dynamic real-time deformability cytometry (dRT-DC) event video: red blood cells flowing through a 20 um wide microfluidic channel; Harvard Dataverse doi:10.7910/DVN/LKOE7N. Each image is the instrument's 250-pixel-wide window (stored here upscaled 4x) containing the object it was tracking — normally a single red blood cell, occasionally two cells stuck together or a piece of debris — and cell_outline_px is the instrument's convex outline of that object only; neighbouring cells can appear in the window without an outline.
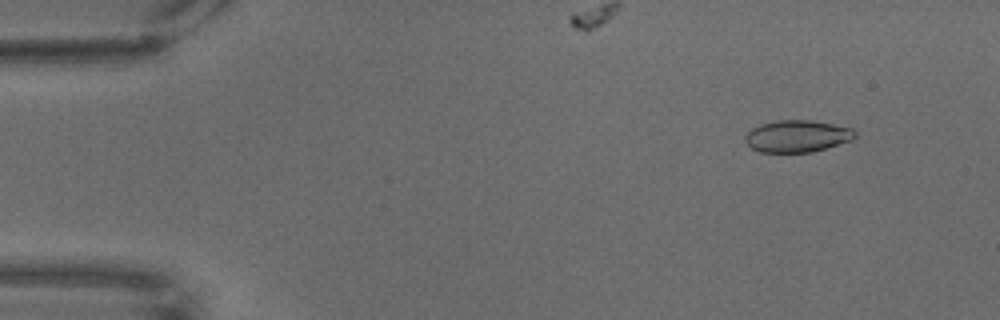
{"species": "common noctule bat (a hibernating species)", "species_latin": "Nyctalus noctula", "temperature_condition": "warm", "stored_images_in_passage": 69, "camera_frame_rate_fps": 3000, "um_per_image_px": 0.085, "animal": {"sex": "male", "body_mass_g": 18.8}, "frame": {"image": 1, "passage_image": 7, "time_ms": 2.0, "image_size_px": [1000, 320], "cell_outline_px": [[856, 136], [852, 140], [812, 152], [760, 152], [752, 148], [744, 140], [744, 136], [752, 128], [760, 124], [776, 120], [812, 120], [852, 128], [856, 132]], "centroid_in_image_um": [67.75, 11.57], "position_along_channel_um": 17.2, "area_um2": 20.46}}
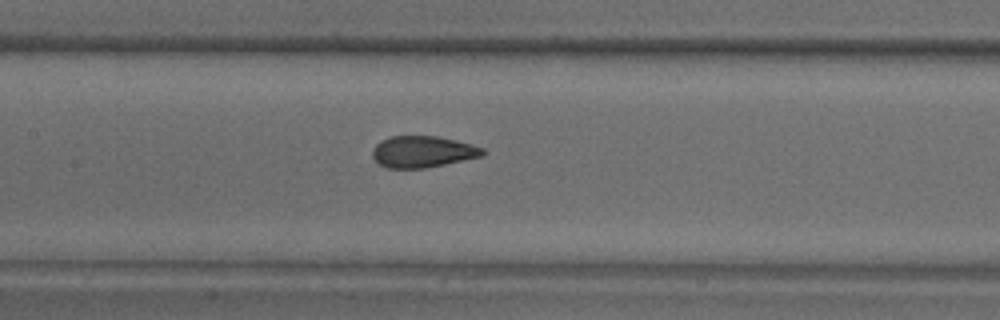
{"frame": {"image": 2, "passage_image": 33, "time_ms": 10.667, "image_size_px": [1000, 320], "cell_outline_px": [[484, 152], [480, 156], [444, 164], [424, 168], [384, 168], [372, 156], [372, 148], [380, 140], [392, 136], [436, 136], [472, 144], [484, 148]], "centroid_in_image_um": [35.87, 12.89], "position_along_channel_um": 171.5, "area_um2": 20.06}}
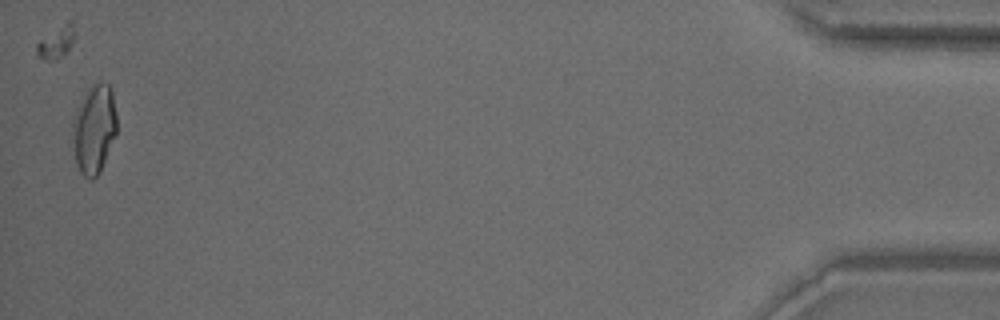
{"frame": {"image": 3, "passage_image": 68, "time_ms": 22.333, "image_size_px": [1000, 320], "cell_outline_px": [[116, 132], [100, 172], [92, 180], [88, 180], [80, 172], [76, 164], [72, 124], [72, 120], [84, 92], [88, 88], [100, 80], [108, 84], [112, 88], [116, 112]], "centroid_in_image_um": [8.0, 10.93], "position_along_channel_um": 427.2, "area_um2": 22.95}}